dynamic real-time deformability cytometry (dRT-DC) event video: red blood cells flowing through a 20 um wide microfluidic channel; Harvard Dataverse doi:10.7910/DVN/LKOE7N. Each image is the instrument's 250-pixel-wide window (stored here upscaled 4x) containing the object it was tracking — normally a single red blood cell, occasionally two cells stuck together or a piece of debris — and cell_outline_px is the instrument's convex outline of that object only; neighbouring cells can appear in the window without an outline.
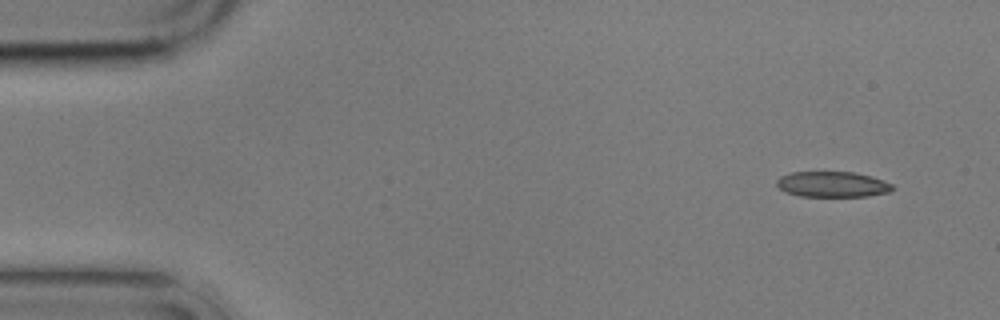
{"species": "common noctule bat (a hibernating species)", "species_latin": "Nyctalus noctula", "temperature_condition": "cold", "stored_images_in_passage": 6, "camera_frame_rate_fps": 3000, "um_per_image_px": 0.085, "animal": {"sex": "male", "body_mass_g": 17.9}, "frame": {"image": 1, "passage_image": 1, "time_ms": 0.0, "image_size_px": [1000, 320], "cell_outline_px": [[896, 188], [888, 192], [868, 196], [800, 196], [788, 192], [780, 188], [776, 184], [776, 180], [780, 176], [792, 172], [856, 172], [872, 176], [884, 180], [892, 184]], "centroid_in_image_um": [70.79, 15.66], "position_along_channel_um": 14.2, "area_um2": 17.28}}
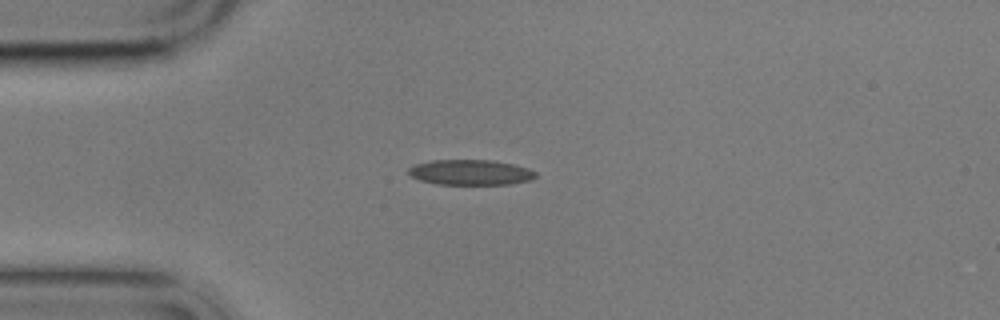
{"frame": {"image": 2, "passage_image": 4, "time_ms": 3.333, "image_size_px": [1000, 320], "cell_outline_px": [[536, 176], [532, 180], [512, 184], [436, 184], [420, 180], [412, 176], [408, 172], [408, 168], [416, 164], [432, 160], [492, 160], [512, 164], [528, 168], [536, 172]], "centroid_in_image_um": [40.01, 14.65], "position_along_channel_um": 45.0, "area_um2": 18.73}}
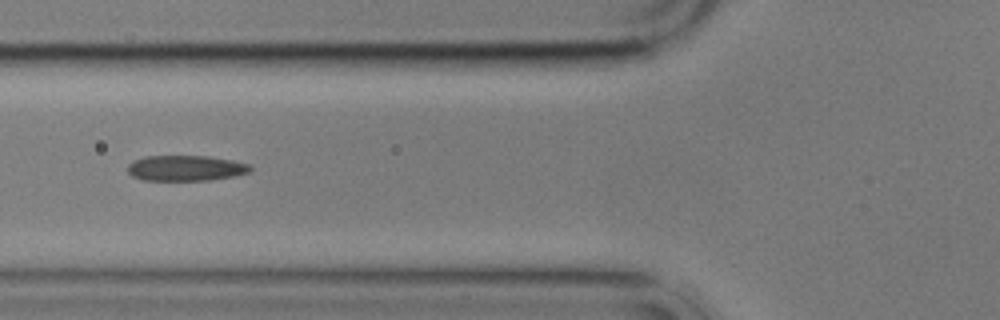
{"frame": {"image": 3, "passage_image": 6, "time_ms": 5.667, "image_size_px": [1000, 320], "cell_outline_px": [[252, 172], [236, 176], [208, 180], [144, 180], [132, 176], [128, 172], [128, 164], [132, 160], [144, 156], [208, 156], [232, 160], [252, 164]], "centroid_in_image_um": [15.82, 14.28], "position_along_channel_um": 110.0, "area_um2": 18.5}}